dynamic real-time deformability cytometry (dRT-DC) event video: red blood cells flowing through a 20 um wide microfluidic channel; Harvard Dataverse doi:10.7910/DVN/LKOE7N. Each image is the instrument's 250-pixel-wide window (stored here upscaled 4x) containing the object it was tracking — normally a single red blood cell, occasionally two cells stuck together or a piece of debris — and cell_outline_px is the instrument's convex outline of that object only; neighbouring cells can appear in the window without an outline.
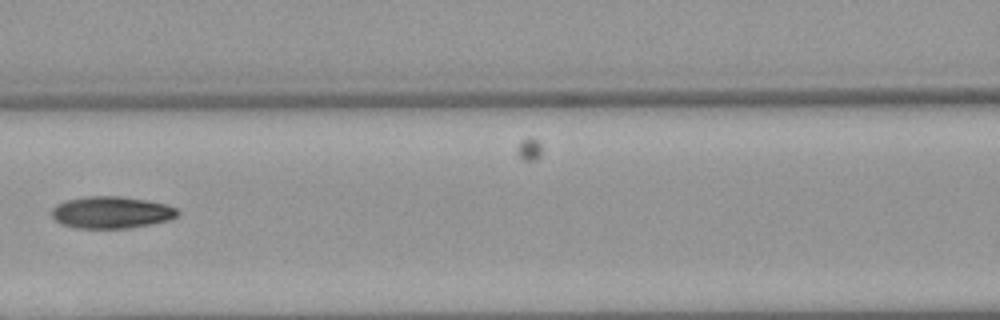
{"species": "Egyptian fruit bat (a non-hibernating species)", "species_latin": "Rousettus aegyptiacus", "temperature_condition": "warm", "stored_images_in_passage": 7, "camera_frame_rate_fps": 3000, "um_per_image_px": 0.085, "animal": {"sex": "female"}, "frame": {"image": 1, "passage_image": 6, "time_ms": 7.0, "image_size_px": [1000, 320], "cell_outline_px": [[180, 212], [176, 216], [168, 220], [152, 224], [128, 228], [76, 228], [60, 224], [52, 216], [52, 208], [56, 204], [68, 200], [88, 196], [116, 196], [148, 200], [164, 204], [176, 208]], "centroid_in_image_um": [9.46, 18.06], "position_along_channel_um": 157.1, "area_um2": 23.35}}